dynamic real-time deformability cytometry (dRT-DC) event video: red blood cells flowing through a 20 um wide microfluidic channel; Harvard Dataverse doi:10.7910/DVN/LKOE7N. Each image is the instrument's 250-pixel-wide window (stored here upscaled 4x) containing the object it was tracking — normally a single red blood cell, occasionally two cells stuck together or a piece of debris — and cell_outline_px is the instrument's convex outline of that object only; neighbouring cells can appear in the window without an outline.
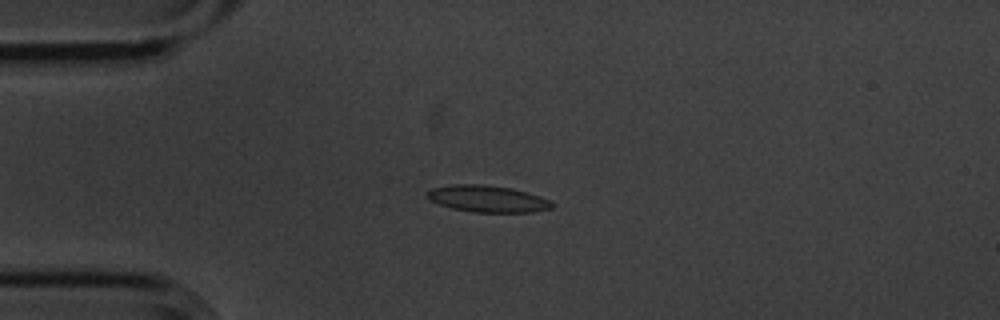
{"species": "common noctule bat (a hibernating species)", "species_latin": "Nyctalus noctula", "temperature_condition": "cold", "stored_images_in_passage": 9, "camera_frame_rate_fps": 3000, "um_per_image_px": 0.085, "animal": {"sex": "male", "body_mass_g": 20.1, "forearm_length_mm": 53.5}, "frame": {"image": 1, "passage_image": 4, "time_ms": 1.0, "image_size_px": [1000, 320], "cell_outline_px": [[552, 208], [532, 212], [472, 212], [452, 208], [440, 204], [424, 196], [424, 192], [432, 188], [452, 184], [484, 184], [512, 188], [528, 192], [552, 200]], "centroid_in_image_um": [41.43, 16.88], "position_along_channel_um": 43.6, "area_um2": 19.59}}
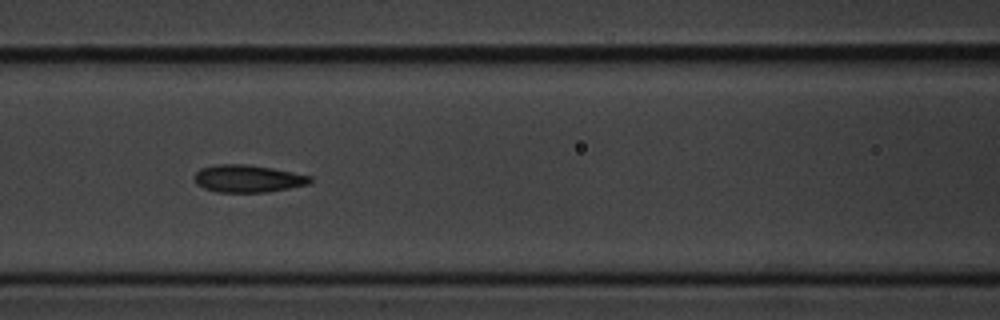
{"frame": {"image": 2, "passage_image": 7, "time_ms": 2.0, "image_size_px": [1000, 320], "cell_outline_px": [[312, 180], [308, 184], [268, 192], [216, 192], [204, 188], [196, 184], [196, 172], [200, 168], [216, 164], [248, 164], [272, 168], [312, 176]], "centroid_in_image_um": [21.06, 15.18], "position_along_channel_um": 145.5, "area_um2": 18.44}}
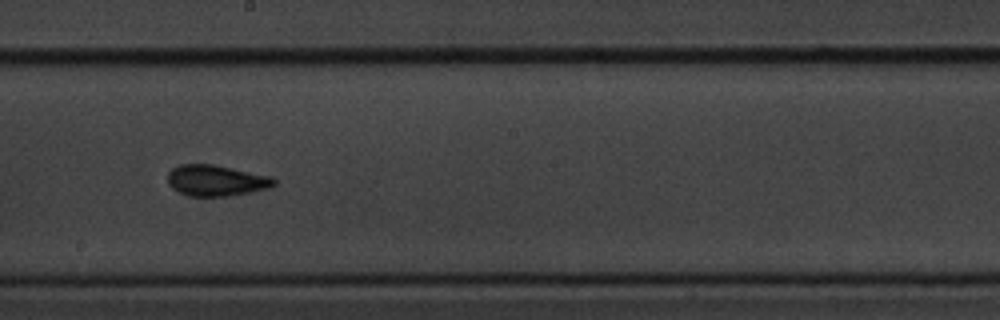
{"frame": {"image": 3, "passage_image": 9, "time_ms": 2.667, "image_size_px": [1000, 320], "cell_outline_px": [[276, 184], [268, 188], [252, 192], [228, 196], [192, 196], [180, 192], [172, 188], [168, 184], [168, 172], [172, 168], [180, 164], [212, 164], [272, 176], [276, 180]], "centroid_in_image_um": [18.38, 15.34], "position_along_channel_um": 229.8, "area_um2": 19.25}}